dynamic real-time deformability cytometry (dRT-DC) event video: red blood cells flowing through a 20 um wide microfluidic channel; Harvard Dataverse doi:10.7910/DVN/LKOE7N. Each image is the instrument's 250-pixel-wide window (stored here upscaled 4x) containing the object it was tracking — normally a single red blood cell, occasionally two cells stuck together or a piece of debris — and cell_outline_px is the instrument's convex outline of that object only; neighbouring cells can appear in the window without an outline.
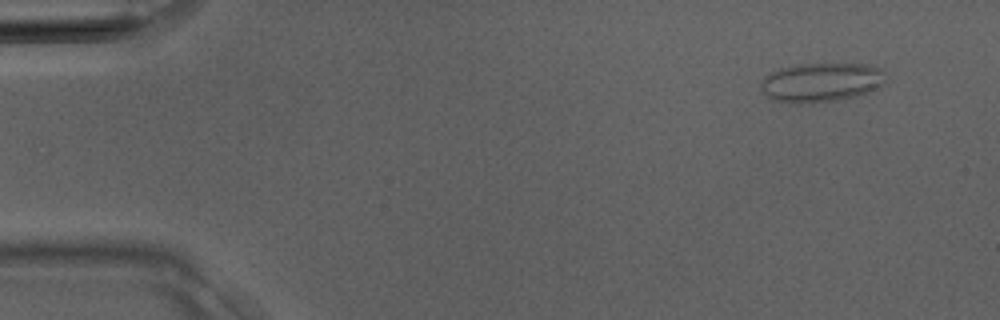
{"species": "Egyptian fruit bat (a non-hibernating species)", "species_latin": "Rousettus aegyptiacus", "temperature_condition": "room temperature", "stored_images_in_passage": 34, "camera_frame_rate_fps": 3000, "um_per_image_px": 0.085, "animal": {"sex": "male"}, "frame": {"image": 1, "passage_image": 1, "time_ms": 0.0, "image_size_px": [1000, 320], "cell_outline_px": [[888, 84], [868, 92], [856, 96], [836, 100], [812, 104], [788, 104], [772, 100], [760, 88], [760, 84], [764, 76], [780, 68], [800, 64], [868, 64], [876, 68], [888, 76]], "centroid_in_image_um": [69.81, 7.02], "position_along_channel_um": 15.2, "area_um2": 29.02}}
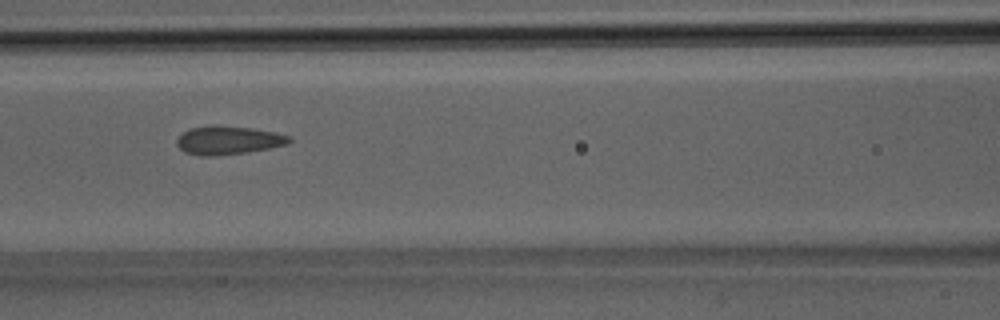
{"frame": {"image": 2, "passage_image": 14, "time_ms": 4.333, "image_size_px": [1000, 320], "cell_outline_px": [[292, 140], [288, 144], [248, 152], [216, 156], [200, 156], [184, 152], [176, 144], [176, 140], [184, 132], [192, 128], [252, 128], [276, 132], [292, 136]], "centroid_in_image_um": [19.46, 11.97], "position_along_channel_um": 147.1, "area_um2": 17.98}}
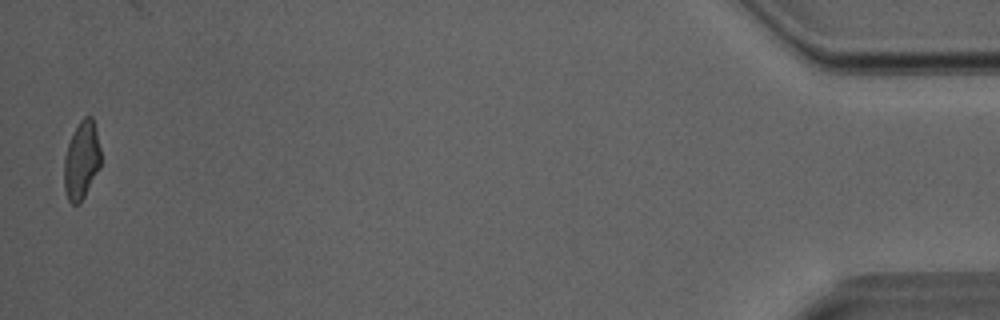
{"frame": {"image": 3, "passage_image": 34, "time_ms": 11.0, "image_size_px": [1000, 320], "cell_outline_px": [[100, 168], [80, 204], [72, 204], [68, 200], [64, 188], [64, 156], [68, 144], [80, 120], [84, 116], [92, 116], [100, 148]], "centroid_in_image_um": [6.92, 13.65], "position_along_channel_um": 428.3, "area_um2": 16.59}}